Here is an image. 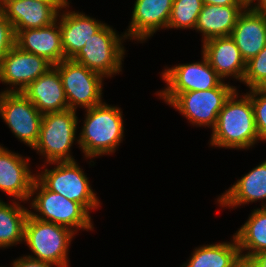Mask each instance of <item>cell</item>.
Returning a JSON list of instances; mask_svg holds the SVG:
<instances>
[{
    "instance_id": "obj_31",
    "label": "cell",
    "mask_w": 266,
    "mask_h": 267,
    "mask_svg": "<svg viewBox=\"0 0 266 267\" xmlns=\"http://www.w3.org/2000/svg\"><path fill=\"white\" fill-rule=\"evenodd\" d=\"M254 267H266V250L248 259Z\"/></svg>"
},
{
    "instance_id": "obj_14",
    "label": "cell",
    "mask_w": 266,
    "mask_h": 267,
    "mask_svg": "<svg viewBox=\"0 0 266 267\" xmlns=\"http://www.w3.org/2000/svg\"><path fill=\"white\" fill-rule=\"evenodd\" d=\"M30 158L12 152L0 145V191L14 200L30 201V195L37 174L29 169Z\"/></svg>"
},
{
    "instance_id": "obj_22",
    "label": "cell",
    "mask_w": 266,
    "mask_h": 267,
    "mask_svg": "<svg viewBox=\"0 0 266 267\" xmlns=\"http://www.w3.org/2000/svg\"><path fill=\"white\" fill-rule=\"evenodd\" d=\"M245 9L244 5L204 4L194 30L202 33V43L215 37L230 36L238 17Z\"/></svg>"
},
{
    "instance_id": "obj_23",
    "label": "cell",
    "mask_w": 266,
    "mask_h": 267,
    "mask_svg": "<svg viewBox=\"0 0 266 267\" xmlns=\"http://www.w3.org/2000/svg\"><path fill=\"white\" fill-rule=\"evenodd\" d=\"M262 204L234 234L242 259L248 260L266 250V203Z\"/></svg>"
},
{
    "instance_id": "obj_28",
    "label": "cell",
    "mask_w": 266,
    "mask_h": 267,
    "mask_svg": "<svg viewBox=\"0 0 266 267\" xmlns=\"http://www.w3.org/2000/svg\"><path fill=\"white\" fill-rule=\"evenodd\" d=\"M246 94L251 98L260 141H266V88H253Z\"/></svg>"
},
{
    "instance_id": "obj_33",
    "label": "cell",
    "mask_w": 266,
    "mask_h": 267,
    "mask_svg": "<svg viewBox=\"0 0 266 267\" xmlns=\"http://www.w3.org/2000/svg\"><path fill=\"white\" fill-rule=\"evenodd\" d=\"M256 3H253L250 7L255 12L262 14L266 17V0H255Z\"/></svg>"
},
{
    "instance_id": "obj_16",
    "label": "cell",
    "mask_w": 266,
    "mask_h": 267,
    "mask_svg": "<svg viewBox=\"0 0 266 267\" xmlns=\"http://www.w3.org/2000/svg\"><path fill=\"white\" fill-rule=\"evenodd\" d=\"M69 4L67 0L64 3L66 11L64 10L62 14L59 12L57 18L60 27L64 60L72 59L84 47L85 42L105 25L100 20H96L84 13H79V11H67Z\"/></svg>"
},
{
    "instance_id": "obj_18",
    "label": "cell",
    "mask_w": 266,
    "mask_h": 267,
    "mask_svg": "<svg viewBox=\"0 0 266 267\" xmlns=\"http://www.w3.org/2000/svg\"><path fill=\"white\" fill-rule=\"evenodd\" d=\"M15 45L22 51L45 58L53 66L64 60L59 22L36 29L18 31Z\"/></svg>"
},
{
    "instance_id": "obj_37",
    "label": "cell",
    "mask_w": 266,
    "mask_h": 267,
    "mask_svg": "<svg viewBox=\"0 0 266 267\" xmlns=\"http://www.w3.org/2000/svg\"><path fill=\"white\" fill-rule=\"evenodd\" d=\"M1 4H2V0H0V12H1Z\"/></svg>"
},
{
    "instance_id": "obj_13",
    "label": "cell",
    "mask_w": 266,
    "mask_h": 267,
    "mask_svg": "<svg viewBox=\"0 0 266 267\" xmlns=\"http://www.w3.org/2000/svg\"><path fill=\"white\" fill-rule=\"evenodd\" d=\"M53 65L45 58L14 45L0 64V82L9 85L1 92H21Z\"/></svg>"
},
{
    "instance_id": "obj_26",
    "label": "cell",
    "mask_w": 266,
    "mask_h": 267,
    "mask_svg": "<svg viewBox=\"0 0 266 267\" xmlns=\"http://www.w3.org/2000/svg\"><path fill=\"white\" fill-rule=\"evenodd\" d=\"M203 0H173L167 29H195Z\"/></svg>"
},
{
    "instance_id": "obj_25",
    "label": "cell",
    "mask_w": 266,
    "mask_h": 267,
    "mask_svg": "<svg viewBox=\"0 0 266 267\" xmlns=\"http://www.w3.org/2000/svg\"><path fill=\"white\" fill-rule=\"evenodd\" d=\"M6 203L0 198V248L22 244L29 210L20 201ZM19 201V202H18Z\"/></svg>"
},
{
    "instance_id": "obj_36",
    "label": "cell",
    "mask_w": 266,
    "mask_h": 267,
    "mask_svg": "<svg viewBox=\"0 0 266 267\" xmlns=\"http://www.w3.org/2000/svg\"><path fill=\"white\" fill-rule=\"evenodd\" d=\"M42 1H67V0H42Z\"/></svg>"
},
{
    "instance_id": "obj_12",
    "label": "cell",
    "mask_w": 266,
    "mask_h": 267,
    "mask_svg": "<svg viewBox=\"0 0 266 267\" xmlns=\"http://www.w3.org/2000/svg\"><path fill=\"white\" fill-rule=\"evenodd\" d=\"M66 1L2 0L1 13L20 30L47 27L57 21Z\"/></svg>"
},
{
    "instance_id": "obj_19",
    "label": "cell",
    "mask_w": 266,
    "mask_h": 267,
    "mask_svg": "<svg viewBox=\"0 0 266 267\" xmlns=\"http://www.w3.org/2000/svg\"><path fill=\"white\" fill-rule=\"evenodd\" d=\"M22 93L41 114L69 109L61 76L54 66L30 83Z\"/></svg>"
},
{
    "instance_id": "obj_11",
    "label": "cell",
    "mask_w": 266,
    "mask_h": 267,
    "mask_svg": "<svg viewBox=\"0 0 266 267\" xmlns=\"http://www.w3.org/2000/svg\"><path fill=\"white\" fill-rule=\"evenodd\" d=\"M0 117L20 142L34 148L43 114L23 93L0 92Z\"/></svg>"
},
{
    "instance_id": "obj_3",
    "label": "cell",
    "mask_w": 266,
    "mask_h": 267,
    "mask_svg": "<svg viewBox=\"0 0 266 267\" xmlns=\"http://www.w3.org/2000/svg\"><path fill=\"white\" fill-rule=\"evenodd\" d=\"M70 228L34 218L30 213L24 228V242L33 255L32 259L51 263L56 267H68V252L75 236Z\"/></svg>"
},
{
    "instance_id": "obj_32",
    "label": "cell",
    "mask_w": 266,
    "mask_h": 267,
    "mask_svg": "<svg viewBox=\"0 0 266 267\" xmlns=\"http://www.w3.org/2000/svg\"><path fill=\"white\" fill-rule=\"evenodd\" d=\"M203 4L219 5V6L243 5L238 0H203Z\"/></svg>"
},
{
    "instance_id": "obj_5",
    "label": "cell",
    "mask_w": 266,
    "mask_h": 267,
    "mask_svg": "<svg viewBox=\"0 0 266 267\" xmlns=\"http://www.w3.org/2000/svg\"><path fill=\"white\" fill-rule=\"evenodd\" d=\"M77 126L75 110L43 114L39 139L33 148L46 160L41 168L48 163L75 160L71 155V147L77 139Z\"/></svg>"
},
{
    "instance_id": "obj_7",
    "label": "cell",
    "mask_w": 266,
    "mask_h": 267,
    "mask_svg": "<svg viewBox=\"0 0 266 267\" xmlns=\"http://www.w3.org/2000/svg\"><path fill=\"white\" fill-rule=\"evenodd\" d=\"M56 165L51 170L47 167L36 178L50 191L80 203L88 212L100 207V200L90 185L89 178L76 160L48 163Z\"/></svg>"
},
{
    "instance_id": "obj_10",
    "label": "cell",
    "mask_w": 266,
    "mask_h": 267,
    "mask_svg": "<svg viewBox=\"0 0 266 267\" xmlns=\"http://www.w3.org/2000/svg\"><path fill=\"white\" fill-rule=\"evenodd\" d=\"M161 74V78L165 81L167 87L158 91L157 95L167 105L182 92L209 90L218 87L225 81L211 67L203 54L200 62L167 67Z\"/></svg>"
},
{
    "instance_id": "obj_34",
    "label": "cell",
    "mask_w": 266,
    "mask_h": 267,
    "mask_svg": "<svg viewBox=\"0 0 266 267\" xmlns=\"http://www.w3.org/2000/svg\"><path fill=\"white\" fill-rule=\"evenodd\" d=\"M234 267H254L249 260L240 259Z\"/></svg>"
},
{
    "instance_id": "obj_29",
    "label": "cell",
    "mask_w": 266,
    "mask_h": 267,
    "mask_svg": "<svg viewBox=\"0 0 266 267\" xmlns=\"http://www.w3.org/2000/svg\"><path fill=\"white\" fill-rule=\"evenodd\" d=\"M15 37L12 24L0 12V64L9 50L15 45Z\"/></svg>"
},
{
    "instance_id": "obj_2",
    "label": "cell",
    "mask_w": 266,
    "mask_h": 267,
    "mask_svg": "<svg viewBox=\"0 0 266 267\" xmlns=\"http://www.w3.org/2000/svg\"><path fill=\"white\" fill-rule=\"evenodd\" d=\"M85 111L77 144L86 159L114 153L124 137L121 108L102 102Z\"/></svg>"
},
{
    "instance_id": "obj_9",
    "label": "cell",
    "mask_w": 266,
    "mask_h": 267,
    "mask_svg": "<svg viewBox=\"0 0 266 267\" xmlns=\"http://www.w3.org/2000/svg\"><path fill=\"white\" fill-rule=\"evenodd\" d=\"M226 82L209 90L189 91L180 93L169 105L198 127H215L219 112L225 101L236 90Z\"/></svg>"
},
{
    "instance_id": "obj_30",
    "label": "cell",
    "mask_w": 266,
    "mask_h": 267,
    "mask_svg": "<svg viewBox=\"0 0 266 267\" xmlns=\"http://www.w3.org/2000/svg\"><path fill=\"white\" fill-rule=\"evenodd\" d=\"M53 264L32 259L28 256H21L13 260L12 267H52Z\"/></svg>"
},
{
    "instance_id": "obj_20",
    "label": "cell",
    "mask_w": 266,
    "mask_h": 267,
    "mask_svg": "<svg viewBox=\"0 0 266 267\" xmlns=\"http://www.w3.org/2000/svg\"><path fill=\"white\" fill-rule=\"evenodd\" d=\"M230 36L248 62L266 46V17L250 7L246 8L238 17Z\"/></svg>"
},
{
    "instance_id": "obj_4",
    "label": "cell",
    "mask_w": 266,
    "mask_h": 267,
    "mask_svg": "<svg viewBox=\"0 0 266 267\" xmlns=\"http://www.w3.org/2000/svg\"><path fill=\"white\" fill-rule=\"evenodd\" d=\"M33 196L35 198H32ZM30 199L32 202L29 201L31 205L29 207L34 208L36 212L29 210V213L34 218L66 226L75 233L81 229L86 231L94 229L90 212L80 203L48 190L37 178L34 180Z\"/></svg>"
},
{
    "instance_id": "obj_24",
    "label": "cell",
    "mask_w": 266,
    "mask_h": 267,
    "mask_svg": "<svg viewBox=\"0 0 266 267\" xmlns=\"http://www.w3.org/2000/svg\"><path fill=\"white\" fill-rule=\"evenodd\" d=\"M231 242H219L196 248L180 267H234L241 259L235 236Z\"/></svg>"
},
{
    "instance_id": "obj_35",
    "label": "cell",
    "mask_w": 266,
    "mask_h": 267,
    "mask_svg": "<svg viewBox=\"0 0 266 267\" xmlns=\"http://www.w3.org/2000/svg\"><path fill=\"white\" fill-rule=\"evenodd\" d=\"M240 3H242L246 8L251 7L252 3L255 2V0H238Z\"/></svg>"
},
{
    "instance_id": "obj_8",
    "label": "cell",
    "mask_w": 266,
    "mask_h": 267,
    "mask_svg": "<svg viewBox=\"0 0 266 267\" xmlns=\"http://www.w3.org/2000/svg\"><path fill=\"white\" fill-rule=\"evenodd\" d=\"M54 67L61 76L69 109H88L103 102L104 77L101 74L71 59L62 60Z\"/></svg>"
},
{
    "instance_id": "obj_6",
    "label": "cell",
    "mask_w": 266,
    "mask_h": 267,
    "mask_svg": "<svg viewBox=\"0 0 266 267\" xmlns=\"http://www.w3.org/2000/svg\"><path fill=\"white\" fill-rule=\"evenodd\" d=\"M116 32L106 23L85 42L84 47L71 60L101 74L104 78L119 74L122 72V61L126 51L123 41L127 37Z\"/></svg>"
},
{
    "instance_id": "obj_1",
    "label": "cell",
    "mask_w": 266,
    "mask_h": 267,
    "mask_svg": "<svg viewBox=\"0 0 266 267\" xmlns=\"http://www.w3.org/2000/svg\"><path fill=\"white\" fill-rule=\"evenodd\" d=\"M238 91L230 95L219 112L210 146L246 150L260 140L251 98L246 93L241 96Z\"/></svg>"
},
{
    "instance_id": "obj_15",
    "label": "cell",
    "mask_w": 266,
    "mask_h": 267,
    "mask_svg": "<svg viewBox=\"0 0 266 267\" xmlns=\"http://www.w3.org/2000/svg\"><path fill=\"white\" fill-rule=\"evenodd\" d=\"M173 0H136L127 39L144 42L160 29H167Z\"/></svg>"
},
{
    "instance_id": "obj_17",
    "label": "cell",
    "mask_w": 266,
    "mask_h": 267,
    "mask_svg": "<svg viewBox=\"0 0 266 267\" xmlns=\"http://www.w3.org/2000/svg\"><path fill=\"white\" fill-rule=\"evenodd\" d=\"M201 52L223 80L233 77L242 82L246 62L231 36L215 37L203 42Z\"/></svg>"
},
{
    "instance_id": "obj_21",
    "label": "cell",
    "mask_w": 266,
    "mask_h": 267,
    "mask_svg": "<svg viewBox=\"0 0 266 267\" xmlns=\"http://www.w3.org/2000/svg\"><path fill=\"white\" fill-rule=\"evenodd\" d=\"M266 200V160L254 167L222 193L217 203L223 208L238 206Z\"/></svg>"
},
{
    "instance_id": "obj_27",
    "label": "cell",
    "mask_w": 266,
    "mask_h": 267,
    "mask_svg": "<svg viewBox=\"0 0 266 267\" xmlns=\"http://www.w3.org/2000/svg\"><path fill=\"white\" fill-rule=\"evenodd\" d=\"M242 82L249 89L266 88V46L255 57L246 62Z\"/></svg>"
}]
</instances>
